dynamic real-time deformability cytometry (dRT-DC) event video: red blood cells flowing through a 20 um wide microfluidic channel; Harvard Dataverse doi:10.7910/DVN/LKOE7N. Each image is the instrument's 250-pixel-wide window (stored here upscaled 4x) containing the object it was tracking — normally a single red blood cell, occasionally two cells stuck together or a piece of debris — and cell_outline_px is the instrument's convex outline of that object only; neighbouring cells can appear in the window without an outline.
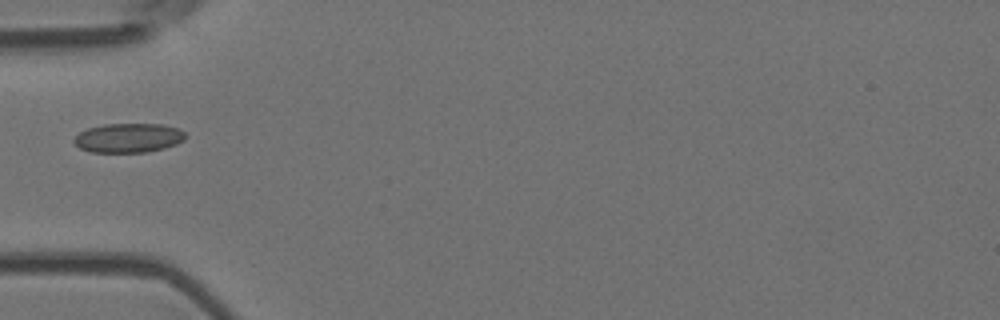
{"species": "Egyptian fruit bat (a non-hibernating species)", "species_latin": "Rousettus aegyptiacus", "temperature_condition": "room temperature", "stored_images_in_passage": 5, "camera_frame_rate_fps": 3000, "um_per_image_px": 0.085, "animal": {"sex": "female"}, "frame": {"image": 1, "passage_image": 5, "time_ms": 1.333, "image_size_px": [1000, 320], "cell_outline_px": [[184, 140], [176, 144], [164, 148], [148, 152], [92, 152], [80, 148], [72, 140], [80, 132], [88, 128], [104, 124], [164, 124], [176, 128], [184, 132]], "centroid_in_image_um": [10.91, 11.72], "position_along_channel_um": 74.1, "area_um2": 18.9}}